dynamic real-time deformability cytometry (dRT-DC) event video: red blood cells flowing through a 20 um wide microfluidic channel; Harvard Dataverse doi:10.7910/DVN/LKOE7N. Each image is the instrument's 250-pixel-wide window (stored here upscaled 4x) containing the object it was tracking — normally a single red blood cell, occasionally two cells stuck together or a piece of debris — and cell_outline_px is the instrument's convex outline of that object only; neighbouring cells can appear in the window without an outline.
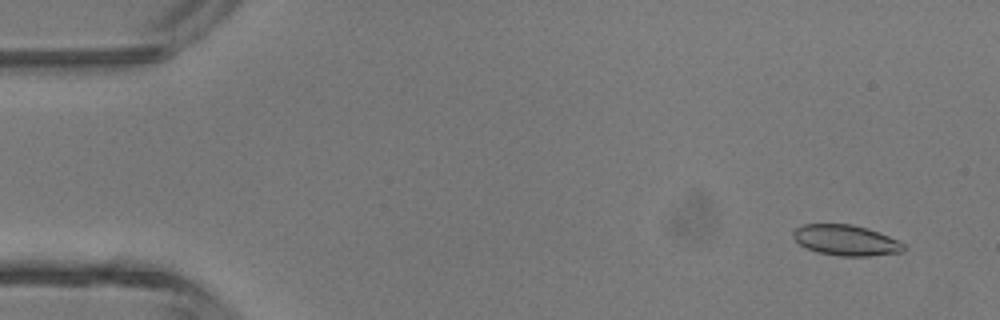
{"species": "common noctule bat (a hibernating species)", "species_latin": "Nyctalus noctula", "temperature_condition": "room temperature", "stored_images_in_passage": 4, "camera_frame_rate_fps": 3000, "um_per_image_px": 0.085, "animal": {"sex": "male", "body_mass_g": 13.3}, "frame": {"image": 1, "passage_image": 1, "time_ms": 0.0, "image_size_px": [1000, 320], "cell_outline_px": [[904, 252], [868, 256], [840, 256], [816, 252], [800, 244], [792, 236], [792, 232], [796, 228], [804, 224], [852, 224], [868, 228], [888, 236], [904, 244]], "centroid_in_image_um": [71.89, 20.42], "position_along_channel_um": 13.1, "area_um2": 19.65}}
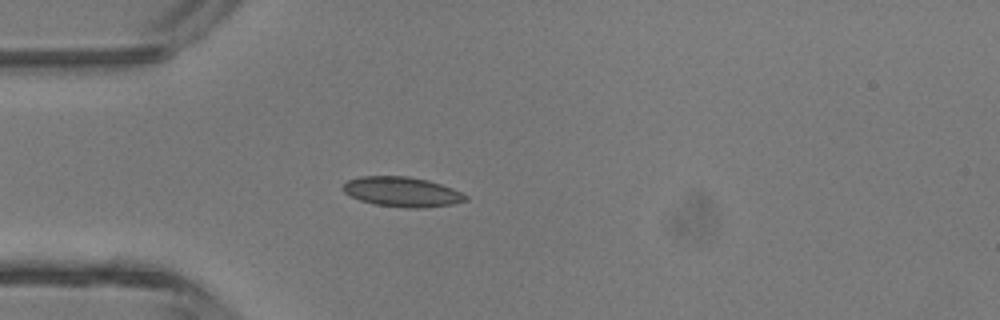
{"frame": {"image": 2, "passage_image": 4, "time_ms": 1.0, "image_size_px": [1000, 320], "cell_outline_px": [[468, 200], [452, 204], [424, 208], [404, 208], [376, 204], [360, 200], [344, 192], [344, 184], [348, 180], [360, 176], [408, 176], [428, 180], [452, 188], [468, 196]], "centroid_in_image_um": [34.2, 16.31], "position_along_channel_um": 50.8, "area_um2": 21.21}}